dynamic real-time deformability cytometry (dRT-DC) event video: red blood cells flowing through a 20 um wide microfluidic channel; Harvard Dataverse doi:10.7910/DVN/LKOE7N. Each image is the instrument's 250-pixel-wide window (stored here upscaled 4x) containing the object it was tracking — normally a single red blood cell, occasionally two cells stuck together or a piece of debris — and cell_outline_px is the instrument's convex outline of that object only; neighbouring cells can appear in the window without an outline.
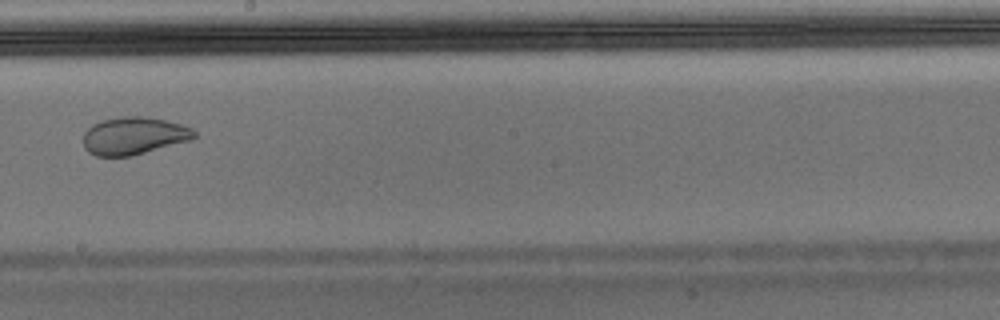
{"species": "Egyptian fruit bat (a non-hibernating species)", "species_latin": "Rousettus aegyptiacus", "temperature_condition": "warm", "stored_images_in_passage": 47, "camera_frame_rate_fps": 3000, "um_per_image_px": 0.085, "animal": {"sex": "male"}, "frame": {"image": 1, "passage_image": 27, "time_ms": 8.667, "image_size_px": [1000, 320], "cell_outline_px": [[196, 136], [192, 140], [132, 156], [96, 156], [88, 152], [84, 148], [84, 132], [92, 124], [100, 120], [120, 116], [144, 116], [164, 120], [180, 124], [192, 128], [196, 132]], "centroid_in_image_um": [11.37, 11.54], "position_along_channel_um": 236.8, "area_um2": 24.51}}